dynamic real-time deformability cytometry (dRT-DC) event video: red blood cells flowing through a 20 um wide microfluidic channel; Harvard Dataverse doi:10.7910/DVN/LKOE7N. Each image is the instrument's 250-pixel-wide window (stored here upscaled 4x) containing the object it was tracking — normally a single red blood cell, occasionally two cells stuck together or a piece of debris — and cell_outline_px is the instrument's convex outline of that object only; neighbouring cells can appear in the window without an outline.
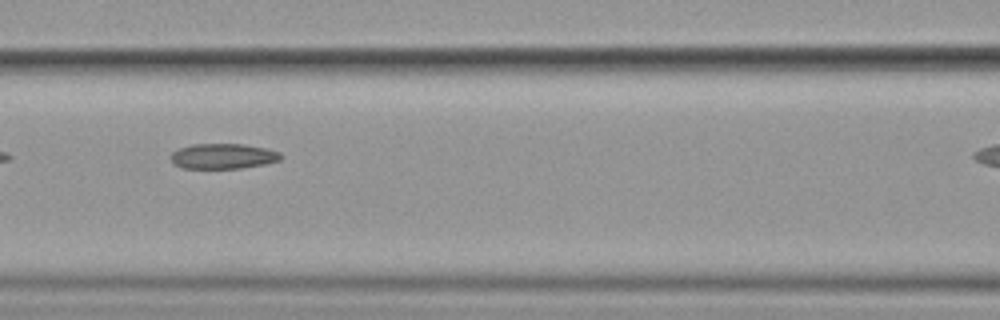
{"species": "common noctule bat (a hibernating species)", "species_latin": "Nyctalus noctula", "temperature_condition": "cold", "stored_images_in_passage": 13, "camera_frame_rate_fps": 3000, "um_per_image_px": 0.085, "animal": {"sex": "female", "body_mass_g": 19.9}, "frame": {"image": 1, "passage_image": 6, "time_ms": 6.667, "image_size_px": [1000, 320], "cell_outline_px": [[284, 156], [280, 160], [264, 164], [240, 168], [180, 168], [172, 160], [172, 152], [180, 148], [192, 144], [244, 144], [268, 148], [280, 152]], "centroid_in_image_um": [19.02, 13.27], "position_along_channel_um": 147.6, "area_um2": 16.18}}
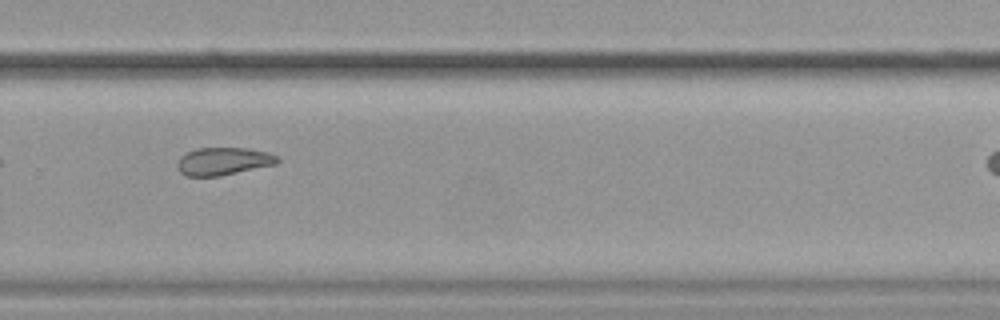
{"frame": {"image": 2, "passage_image": 10, "time_ms": 11.333, "image_size_px": [1000, 320], "cell_outline_px": [[280, 160], [276, 164], [220, 176], [188, 176], [180, 172], [176, 164], [180, 156], [196, 148], [248, 148], [268, 152], [280, 156]], "centroid_in_image_um": [19.01, 13.7], "position_along_channel_um": 310.8, "area_um2": 16.24}}
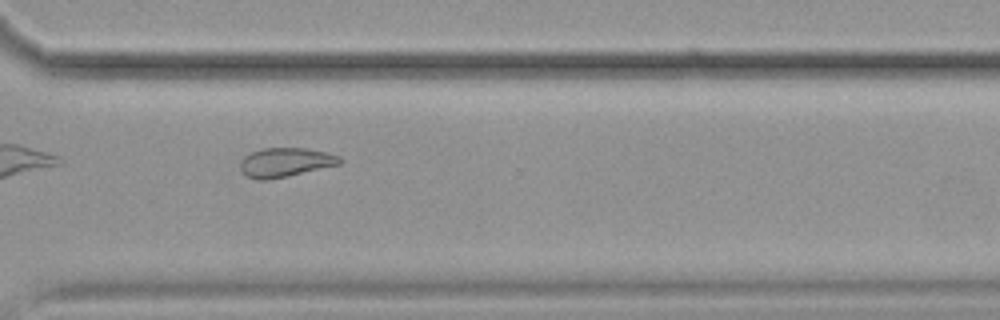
{"frame": {"image": 3, "passage_image": 11, "time_ms": 12.333, "image_size_px": [1000, 320], "cell_outline_px": [[344, 160], [340, 164], [288, 176], [264, 180], [260, 180], [248, 176], [240, 168], [240, 164], [244, 156], [252, 152], [264, 148], [308, 148], [340, 156]], "centroid_in_image_um": [24.29, 13.79], "position_along_channel_um": 346.3, "area_um2": 16.7}}